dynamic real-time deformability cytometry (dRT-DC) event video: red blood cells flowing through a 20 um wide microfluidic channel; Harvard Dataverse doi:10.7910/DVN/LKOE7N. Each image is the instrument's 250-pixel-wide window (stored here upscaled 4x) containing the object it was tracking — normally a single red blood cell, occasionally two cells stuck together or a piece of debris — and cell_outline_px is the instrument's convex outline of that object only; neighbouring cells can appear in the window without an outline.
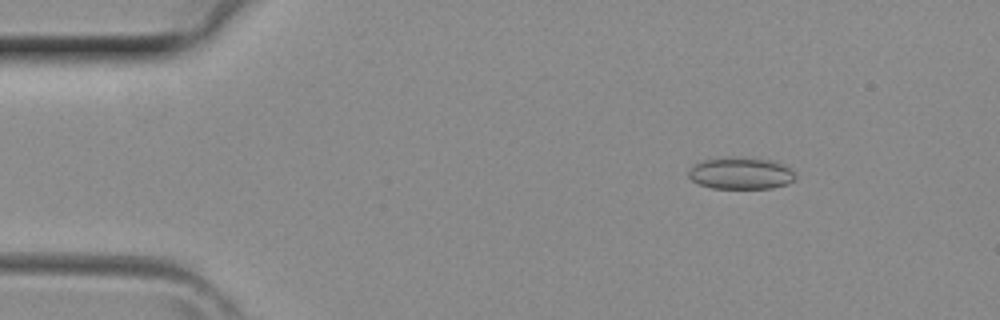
{"species": "common noctule bat (a hibernating species)", "species_latin": "Nyctalus noctula", "temperature_condition": "room temperature", "stored_images_in_passage": 4, "camera_frame_rate_fps": 3000, "um_per_image_px": 0.085, "animal": {"sex": "female", "body_mass_g": 29.2, "forearm_length_mm": 56.3}, "frame": {"image": 1, "passage_image": 2, "time_ms": 0.333, "image_size_px": [1000, 320], "cell_outline_px": [[796, 180], [788, 184], [772, 188], [712, 188], [700, 184], [692, 180], [688, 176], [688, 172], [696, 164], [704, 160], [736, 156], [772, 160], [784, 164], [792, 168], [796, 172]], "centroid_in_image_um": [63.06, 14.72], "position_along_channel_um": 21.9, "area_um2": 20.06}}